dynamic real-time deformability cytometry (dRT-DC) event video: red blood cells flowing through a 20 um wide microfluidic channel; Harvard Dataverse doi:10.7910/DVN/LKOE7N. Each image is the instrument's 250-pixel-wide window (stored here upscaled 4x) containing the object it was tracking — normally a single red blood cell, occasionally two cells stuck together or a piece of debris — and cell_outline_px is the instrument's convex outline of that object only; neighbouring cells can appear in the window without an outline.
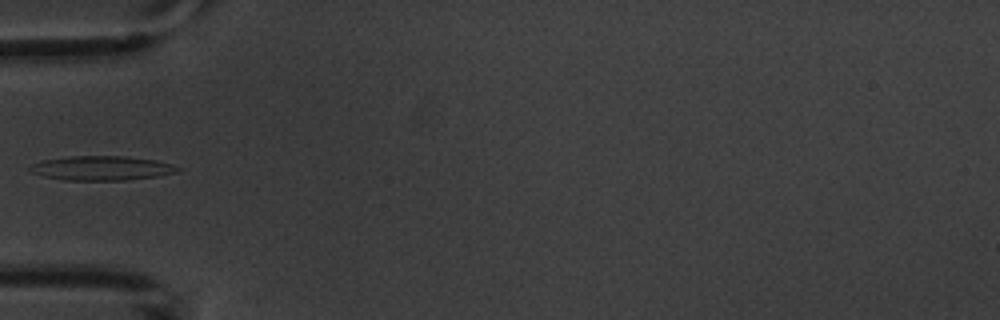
{"species": "common noctule bat (a hibernating species)", "species_latin": "Nyctalus noctula", "temperature_condition": "warm", "stored_images_in_passage": 5, "camera_frame_rate_fps": 3000, "um_per_image_px": 0.085, "animal": {"sex": "male", "body_mass_g": 20.1, "forearm_length_mm": 53.5}, "frame": {"image": 1, "passage_image": 4, "time_ms": 4.333, "image_size_px": [1000, 320], "cell_outline_px": [[184, 168], [176, 172], [156, 176], [124, 180], [64, 180], [44, 176], [28, 172], [28, 168], [32, 164], [40, 160], [72, 156], [128, 156], [156, 160], [172, 164]], "centroid_in_image_um": [8.62, 14.28], "position_along_channel_um": 76.4, "area_um2": 21.1}}